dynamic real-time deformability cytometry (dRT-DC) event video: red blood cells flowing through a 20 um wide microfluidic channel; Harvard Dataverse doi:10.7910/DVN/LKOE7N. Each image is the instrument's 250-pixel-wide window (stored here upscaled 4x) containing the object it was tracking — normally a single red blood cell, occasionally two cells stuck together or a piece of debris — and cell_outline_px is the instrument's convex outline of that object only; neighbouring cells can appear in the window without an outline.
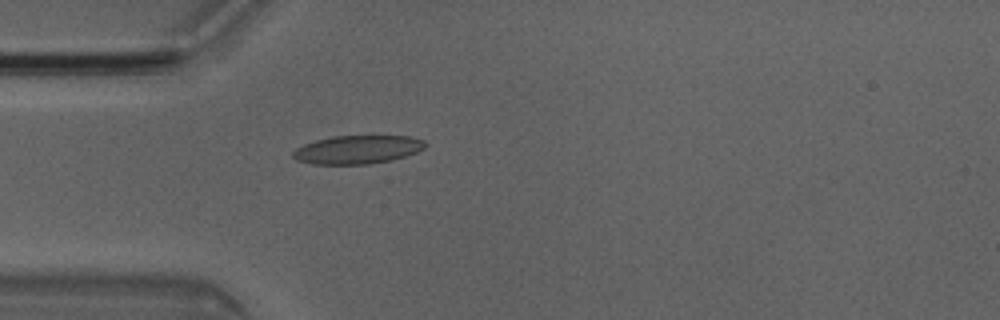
{"species": "Egyptian fruit bat (a non-hibernating species)", "species_latin": "Rousettus aegyptiacus", "temperature_condition": "room temperature", "stored_images_in_passage": 4, "camera_frame_rate_fps": 3000, "um_per_image_px": 0.085, "animal": {"sex": "male"}, "frame": {"image": 1, "passage_image": 4, "time_ms": 1.0, "image_size_px": [1000, 320], "cell_outline_px": [[428, 144], [424, 148], [416, 152], [392, 160], [368, 164], [312, 164], [296, 160], [292, 156], [292, 152], [296, 148], [304, 144], [316, 140], [332, 136], [408, 136], [424, 140]], "centroid_in_image_um": [30.37, 12.71], "position_along_channel_um": 54.6, "area_um2": 21.91}}